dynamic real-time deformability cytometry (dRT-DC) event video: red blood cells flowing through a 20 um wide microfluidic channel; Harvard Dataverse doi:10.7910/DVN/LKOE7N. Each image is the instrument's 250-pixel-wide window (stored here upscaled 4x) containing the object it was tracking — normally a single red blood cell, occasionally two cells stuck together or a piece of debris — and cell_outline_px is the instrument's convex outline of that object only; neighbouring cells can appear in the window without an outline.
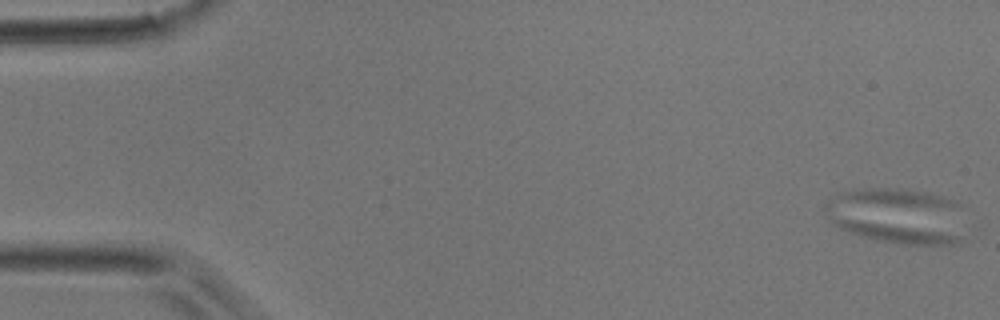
{"species": "common noctule bat (a hibernating species)", "species_latin": "Nyctalus noctula", "temperature_condition": "room temperature", "stored_images_in_passage": 8, "camera_frame_rate_fps": 3000, "um_per_image_px": 0.085, "animal": {"sex": "male", "body_mass_g": 17.9}, "frame": {"image": 1, "passage_image": 1, "time_ms": 0.0, "image_size_px": [1000, 320], "cell_outline_px": [[960, 240], [952, 244], [904, 244], [864, 236], [840, 228], [832, 224], [832, 216], [848, 216], [940, 232], [960, 236]], "centroid_in_image_um": [75.9, 19.69], "position_along_channel_um": 9.1, "area_um2": 13.58}}